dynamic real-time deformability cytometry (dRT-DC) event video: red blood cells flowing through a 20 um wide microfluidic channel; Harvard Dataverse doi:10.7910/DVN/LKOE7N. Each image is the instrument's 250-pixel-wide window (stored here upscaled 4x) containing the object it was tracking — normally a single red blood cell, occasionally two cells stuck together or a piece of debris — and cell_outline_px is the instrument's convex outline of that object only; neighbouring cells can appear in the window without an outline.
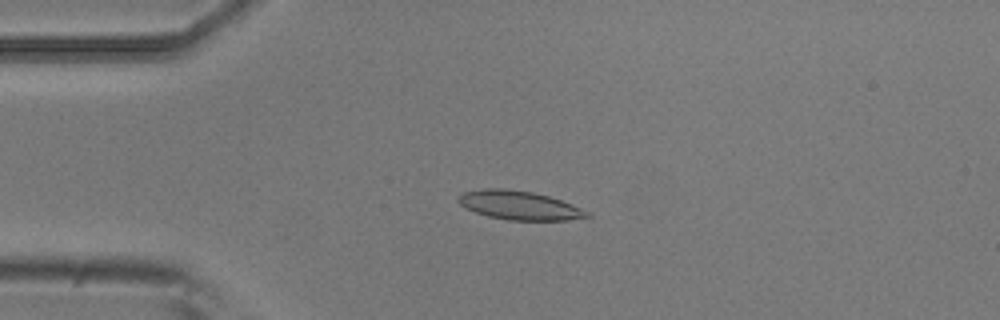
{"species": "common noctule bat (a hibernating species)", "species_latin": "Nyctalus noctula", "temperature_condition": "room temperature", "stored_images_in_passage": 4, "camera_frame_rate_fps": 3000, "um_per_image_px": 0.085, "animal": {"sex": "male", "body_mass_g": 20.5, "forearm_length_mm": 52.5}, "frame": {"image": 1, "passage_image": 3, "time_ms": 0.667, "image_size_px": [1000, 320], "cell_outline_px": [[592, 216], [568, 220], [508, 220], [488, 216], [464, 208], [456, 200], [464, 192], [484, 188], [504, 188], [532, 192], [548, 196], [572, 204], [588, 212]], "centroid_in_image_um": [44.12, 17.45], "position_along_channel_um": 40.9, "area_um2": 21.5}}